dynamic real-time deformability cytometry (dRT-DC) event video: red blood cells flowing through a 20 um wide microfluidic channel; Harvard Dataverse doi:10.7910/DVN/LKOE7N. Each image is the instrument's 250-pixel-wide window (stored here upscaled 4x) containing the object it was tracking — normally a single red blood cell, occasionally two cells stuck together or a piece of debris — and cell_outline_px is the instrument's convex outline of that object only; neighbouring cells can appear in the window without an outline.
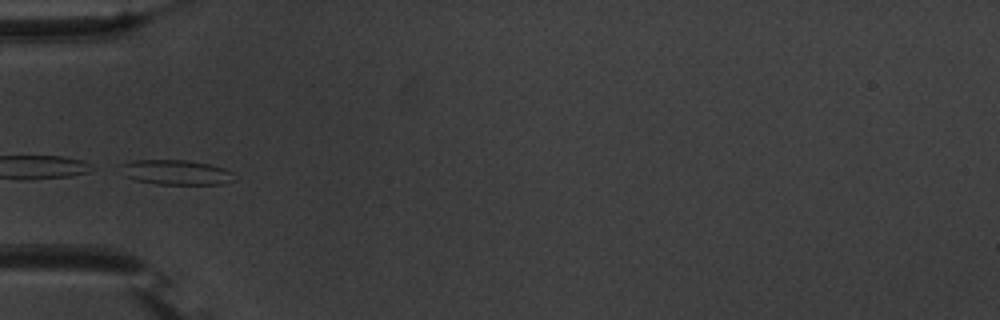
{"species": "common noctule bat (a hibernating species)", "species_latin": "Nyctalus noctula", "temperature_condition": "warm", "stored_images_in_passage": 36, "camera_frame_rate_fps": 3000, "um_per_image_px": 0.085, "animal": {"sex": "male", "body_mass_g": 20.1, "forearm_length_mm": 53.5}, "frame": {"image": 1, "passage_image": 1, "time_ms": 0.0, "image_size_px": [1000, 320], "cell_outline_px": [[236, 180], [224, 184], [156, 184], [136, 180], [124, 176], [120, 164], [132, 160], [188, 160], [208, 164], [224, 168], [232, 172]], "centroid_in_image_um": [14.97, 14.65], "position_along_channel_um": 70.0, "area_um2": 16.53}}
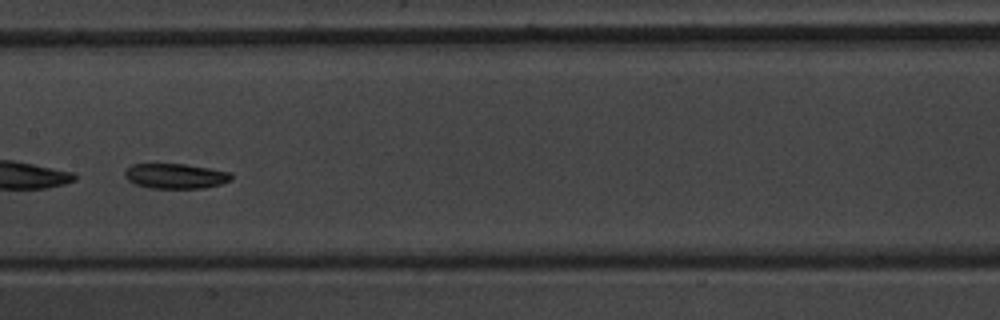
{"frame": {"image": 2, "passage_image": 11, "time_ms": 3.333, "image_size_px": [1000, 320], "cell_outline_px": [[232, 180], [220, 184], [204, 188], [152, 188], [136, 184], [128, 180], [124, 176], [124, 172], [132, 164], [184, 164], [232, 172]], "centroid_in_image_um": [14.94, 14.96], "position_along_channel_um": 192.5, "area_um2": 15.49}}
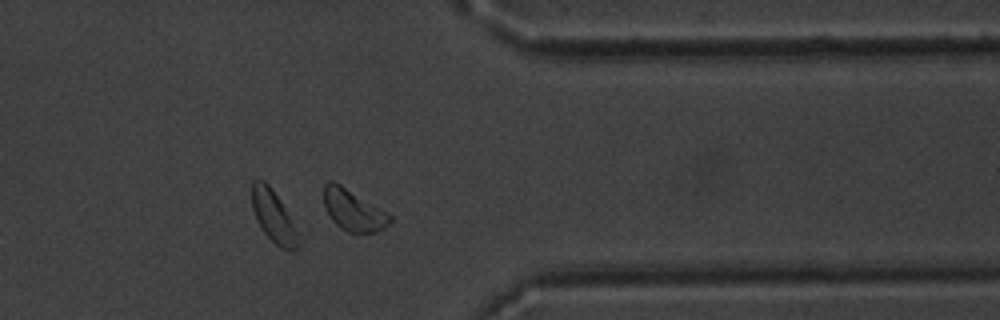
{"frame": {"image": 3, "passage_image": 27, "time_ms": 8.667, "image_size_px": [1000, 320], "cell_outline_px": [[392, 220], [384, 228], [376, 232], [348, 232], [340, 228], [332, 220], [324, 208], [324, 184], [328, 180], [332, 180], [340, 184], [388, 212], [392, 216]], "centroid_in_image_um": [30.02, 17.86], "position_along_channel_um": 381.4, "area_um2": 15.95}, "authors_computed_cell_mechanics": {"area_um2": 15.9817, "velocity_mm_per_s": 3.6699, "shape_relaxation_time_tau1_ms": 2.8718, "shape_relaxation_time_tau2_ms": null, "deformation_change_tau1": 0.0925, "deformation_change_tau2": null}}